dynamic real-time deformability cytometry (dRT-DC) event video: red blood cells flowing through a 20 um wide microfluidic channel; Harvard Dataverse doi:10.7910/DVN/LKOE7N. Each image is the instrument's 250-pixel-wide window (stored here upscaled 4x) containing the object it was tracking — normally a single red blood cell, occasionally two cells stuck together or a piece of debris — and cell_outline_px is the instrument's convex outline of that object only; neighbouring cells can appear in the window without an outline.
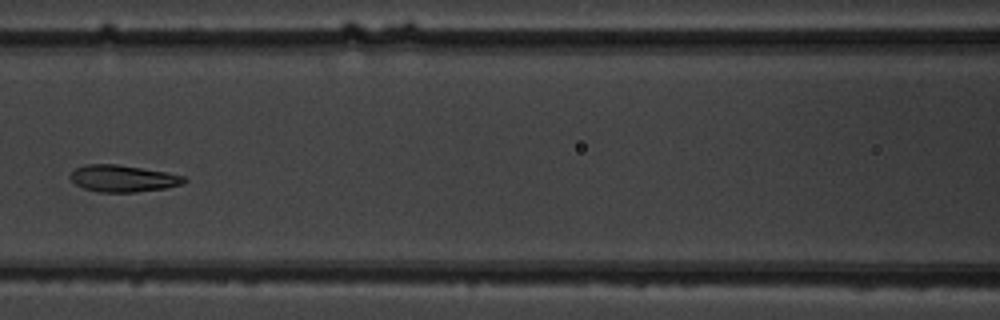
{"species": "common noctule bat (a hibernating species)", "species_latin": "Nyctalus noctula", "temperature_condition": "warm", "stored_images_in_passage": 5, "camera_frame_rate_fps": 3000, "um_per_image_px": 0.085, "animal": {"sex": "male", "body_mass_g": 19.5, "forearm_length_mm": 54.6}, "frame": {"image": 1, "passage_image": 5, "time_ms": 4.667, "image_size_px": [1000, 320], "cell_outline_px": [[188, 180], [180, 184], [164, 188], [136, 192], [100, 192], [84, 188], [76, 184], [68, 176], [76, 168], [84, 164], [116, 164], [164, 172], [184, 176]], "centroid_in_image_um": [10.41, 15.17], "position_along_channel_um": 156.2, "area_um2": 17.51}}